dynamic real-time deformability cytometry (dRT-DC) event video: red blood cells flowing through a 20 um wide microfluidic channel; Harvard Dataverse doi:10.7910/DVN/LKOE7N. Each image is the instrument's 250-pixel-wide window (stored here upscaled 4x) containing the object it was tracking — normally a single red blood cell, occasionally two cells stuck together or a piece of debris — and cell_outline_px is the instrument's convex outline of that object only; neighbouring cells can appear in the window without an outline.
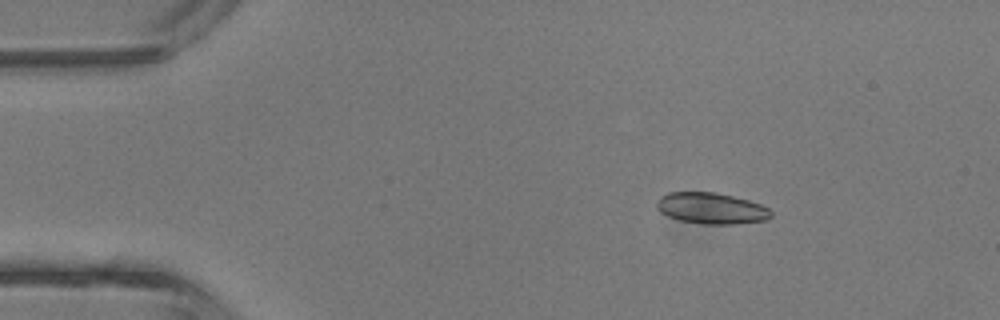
{"species": "common noctule bat (a hibernating species)", "species_latin": "Nyctalus noctula", "temperature_condition": "room temperature", "stored_images_in_passage": 4, "camera_frame_rate_fps": 3000, "um_per_image_px": 0.085, "animal": {"sex": "male", "body_mass_g": 13.3}, "frame": {"image": 1, "passage_image": 2, "time_ms": 1.0, "image_size_px": [1000, 320], "cell_outline_px": [[772, 216], [768, 220], [732, 224], [704, 224], [680, 220], [668, 216], [660, 212], [656, 208], [656, 200], [660, 196], [668, 192], [716, 192], [748, 200], [760, 204], [768, 208], [772, 212]], "centroid_in_image_um": [60.44, 17.7], "position_along_channel_um": 24.6, "area_um2": 20.87}}